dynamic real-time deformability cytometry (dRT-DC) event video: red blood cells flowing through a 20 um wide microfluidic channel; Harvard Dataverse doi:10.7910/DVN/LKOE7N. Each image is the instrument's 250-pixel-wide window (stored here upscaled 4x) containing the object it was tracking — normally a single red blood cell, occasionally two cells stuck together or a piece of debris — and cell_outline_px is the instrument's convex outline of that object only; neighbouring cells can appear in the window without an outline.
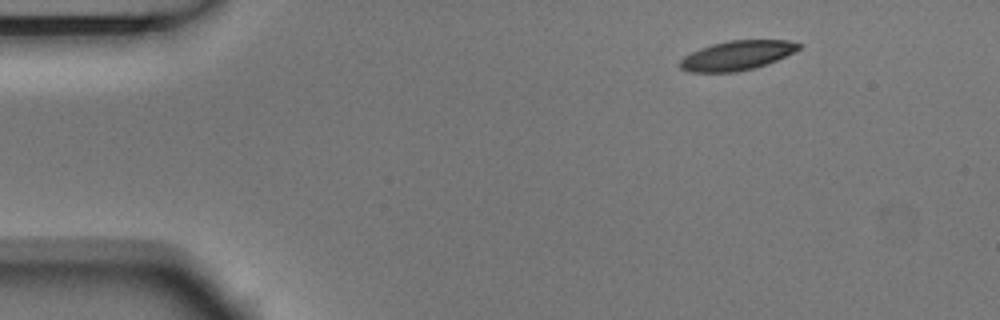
{"species": "Egyptian fruit bat (a non-hibernating species)", "species_latin": "Rousettus aegyptiacus", "temperature_condition": "room temperature", "stored_images_in_passage": 3, "camera_frame_rate_fps": 3000, "um_per_image_px": 0.085, "animal": {"sex": "male"}, "frame": {"image": 1, "passage_image": 1, "time_ms": 0.0, "image_size_px": [1000, 320], "cell_outline_px": [[800, 48], [768, 64], [736, 72], [688, 72], [680, 68], [680, 60], [684, 56], [700, 48], [712, 44], [728, 40], [788, 40], [800, 44]], "centroid_in_image_um": [62.6, 4.71], "position_along_channel_um": 22.4, "area_um2": 20.17}}